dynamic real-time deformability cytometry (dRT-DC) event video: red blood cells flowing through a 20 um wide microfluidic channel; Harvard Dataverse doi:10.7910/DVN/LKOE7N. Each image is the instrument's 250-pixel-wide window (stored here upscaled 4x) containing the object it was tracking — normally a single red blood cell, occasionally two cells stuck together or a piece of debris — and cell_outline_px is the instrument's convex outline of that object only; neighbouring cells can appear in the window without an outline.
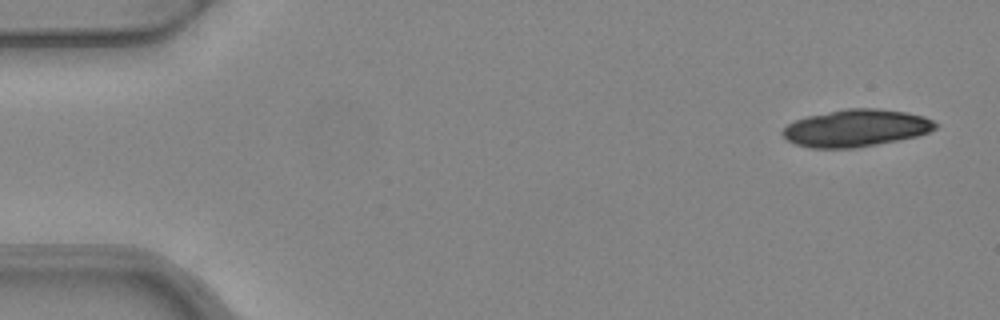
{"species": "common noctule bat (a hibernating species)", "species_latin": "Nyctalus noctula", "temperature_condition": "warm", "stored_images_in_passage": 4, "camera_frame_rate_fps": 3000, "um_per_image_px": 0.085, "animal": {"sex": "female", "body_mass_g": 24.6, "forearm_length_mm": 56.2}, "frame": {"image": 1, "passage_image": 1, "time_ms": 0.0, "image_size_px": [1000, 320], "cell_outline_px": [[940, 124], [936, 128], [928, 132], [916, 136], [900, 140], [856, 148], [808, 148], [796, 144], [788, 140], [780, 132], [788, 124], [796, 120], [808, 116], [848, 108], [876, 108], [908, 112], [924, 116]], "centroid_in_image_um": [72.79, 10.89], "position_along_channel_um": 12.2, "area_um2": 33.18}}